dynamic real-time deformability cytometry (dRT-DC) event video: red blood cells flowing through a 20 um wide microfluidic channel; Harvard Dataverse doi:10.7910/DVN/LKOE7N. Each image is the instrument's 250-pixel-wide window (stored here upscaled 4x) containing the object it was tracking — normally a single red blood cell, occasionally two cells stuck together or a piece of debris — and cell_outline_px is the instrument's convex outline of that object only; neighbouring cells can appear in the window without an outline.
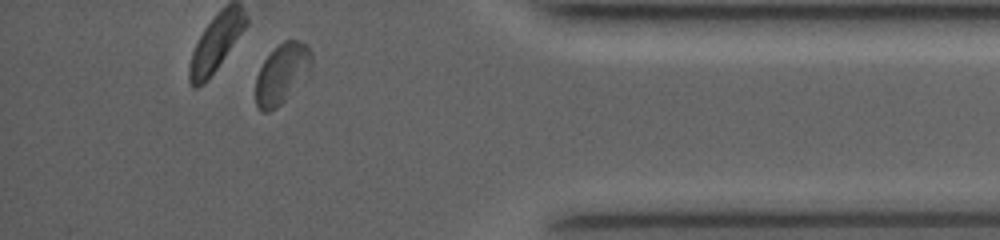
{"species": "common noctule bat (a hibernating species)", "species_latin": "Nyctalus noctula", "temperature_condition": "room temperature", "stored_images_in_passage": 26, "camera_frame_rate_fps": 4000, "um_per_image_px": 0.085, "animal": {"sex": "female", "body_mass_g": 19.0, "forearm_length_mm": 53.3}, "frame": {"image": 1, "passage_image": 22, "time_ms": 9.5, "image_size_px": [1000, 240], "cell_outline_px": [[312, 76], [276, 108], [268, 112], [264, 112], [256, 104], [256, 76], [264, 60], [284, 40], [300, 40], [308, 44], [312, 52]], "centroid_in_image_um": [24.06, 6.26], "position_along_channel_um": 411.1, "area_um2": 20.17}, "authors_computed_cell_mechanics": {"area_um2": 19.8832, "velocity_mm_per_s": 4.0058, "shape_relaxation_time_tau1_ms": 2.5432, "shape_relaxation_time_tau2_ms": 2.0039, "deformation_change_tau1": 0.0966, "deformation_change_tau2": 0.0399}}